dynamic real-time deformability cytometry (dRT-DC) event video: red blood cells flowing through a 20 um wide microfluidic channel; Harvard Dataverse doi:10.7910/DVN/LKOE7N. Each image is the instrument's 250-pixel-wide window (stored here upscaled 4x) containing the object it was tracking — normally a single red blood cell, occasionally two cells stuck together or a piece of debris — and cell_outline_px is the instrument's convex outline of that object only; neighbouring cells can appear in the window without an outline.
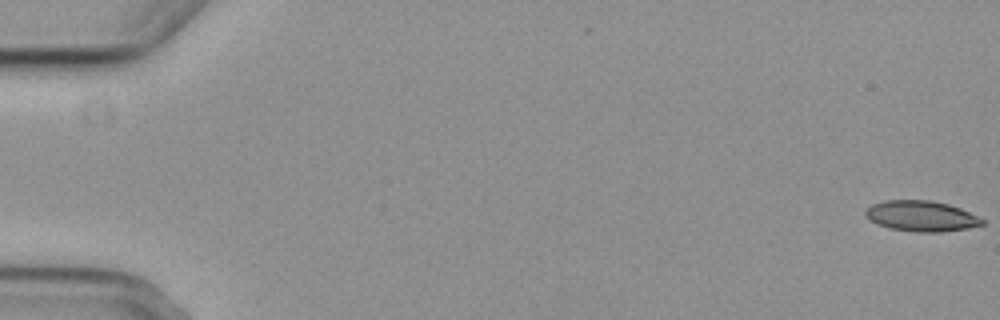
{"species": "common noctule bat (a hibernating species)", "species_latin": "Nyctalus noctula", "temperature_condition": "cold", "stored_images_in_passage": 7, "camera_frame_rate_fps": 3000, "um_per_image_px": 0.085, "animal": {"sex": "female", "body_mass_g": 29.2, "forearm_length_mm": 56.3}, "frame": {"image": 1, "passage_image": 1, "time_ms": 0.0, "image_size_px": [1000, 320], "cell_outline_px": [[984, 224], [968, 228], [940, 232], [916, 232], [888, 228], [876, 224], [864, 216], [864, 212], [872, 204], [884, 200], [928, 200], [948, 204], [960, 208], [984, 220]], "centroid_in_image_um": [78.26, 18.37], "position_along_channel_um": 6.7, "area_um2": 20.81}}